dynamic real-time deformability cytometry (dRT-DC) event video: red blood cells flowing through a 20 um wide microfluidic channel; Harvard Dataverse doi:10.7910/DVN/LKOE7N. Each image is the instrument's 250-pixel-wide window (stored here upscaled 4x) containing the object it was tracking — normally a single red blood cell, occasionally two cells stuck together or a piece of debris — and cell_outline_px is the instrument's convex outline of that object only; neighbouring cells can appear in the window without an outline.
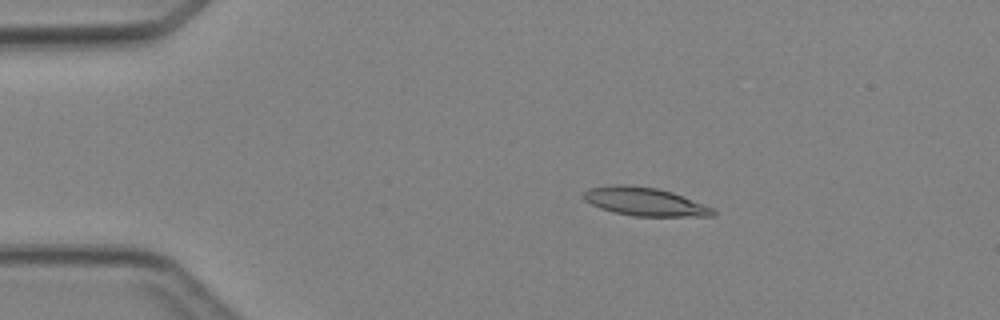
{"species": "Egyptian fruit bat (a non-hibernating species)", "species_latin": "Rousettus aegyptiacus", "temperature_condition": "cold", "stored_images_in_passage": 3, "camera_frame_rate_fps": 3000, "um_per_image_px": 0.085, "animal": {"sex": "female"}, "frame": {"image": 1, "passage_image": 1, "time_ms": 0.0, "image_size_px": [1000, 320], "cell_outline_px": [[716, 212], [712, 216], [632, 216], [600, 208], [584, 200], [584, 192], [588, 188], [616, 184], [624, 184], [656, 188], [672, 192], [712, 208]], "centroid_in_image_um": [54.77, 17.13], "position_along_channel_um": 30.2, "area_um2": 21.04}}
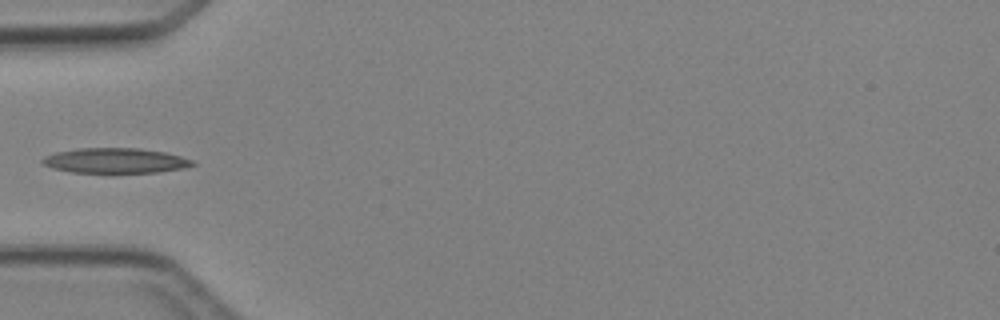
{"frame": {"image": 2, "passage_image": 3, "time_ms": 2.333, "image_size_px": [1000, 320], "cell_outline_px": [[196, 164], [184, 168], [156, 172], [72, 172], [52, 168], [40, 164], [40, 160], [44, 156], [56, 152], [80, 148], [140, 148], [164, 152], [180, 156], [192, 160]], "centroid_in_image_um": [9.76, 13.64], "position_along_channel_um": 75.2, "area_um2": 21.85}}